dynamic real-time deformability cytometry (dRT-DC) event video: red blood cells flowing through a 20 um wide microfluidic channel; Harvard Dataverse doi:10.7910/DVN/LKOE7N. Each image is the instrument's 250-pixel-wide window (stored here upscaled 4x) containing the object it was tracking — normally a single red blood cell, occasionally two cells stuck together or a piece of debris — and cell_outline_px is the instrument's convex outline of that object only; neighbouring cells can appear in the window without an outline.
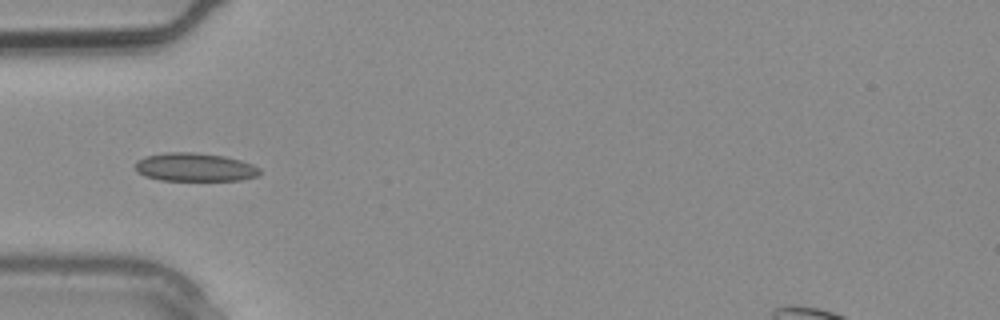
{"species": "common noctule bat (a hibernating species)", "species_latin": "Nyctalus noctula", "temperature_condition": "warm", "stored_images_in_passage": 3, "camera_frame_rate_fps": 3000, "um_per_image_px": 0.085, "animal": {"sex": "male", "body_mass_g": 20.4}, "frame": {"image": 1, "passage_image": 3, "time_ms": 0.667, "image_size_px": [1000, 320], "cell_outline_px": [[260, 172], [256, 176], [240, 180], [160, 180], [144, 176], [136, 172], [136, 160], [144, 156], [164, 152], [196, 152], [224, 156], [240, 160], [252, 164], [260, 168]], "centroid_in_image_um": [16.51, 14.2], "position_along_channel_um": 68.5, "area_um2": 20.69}}